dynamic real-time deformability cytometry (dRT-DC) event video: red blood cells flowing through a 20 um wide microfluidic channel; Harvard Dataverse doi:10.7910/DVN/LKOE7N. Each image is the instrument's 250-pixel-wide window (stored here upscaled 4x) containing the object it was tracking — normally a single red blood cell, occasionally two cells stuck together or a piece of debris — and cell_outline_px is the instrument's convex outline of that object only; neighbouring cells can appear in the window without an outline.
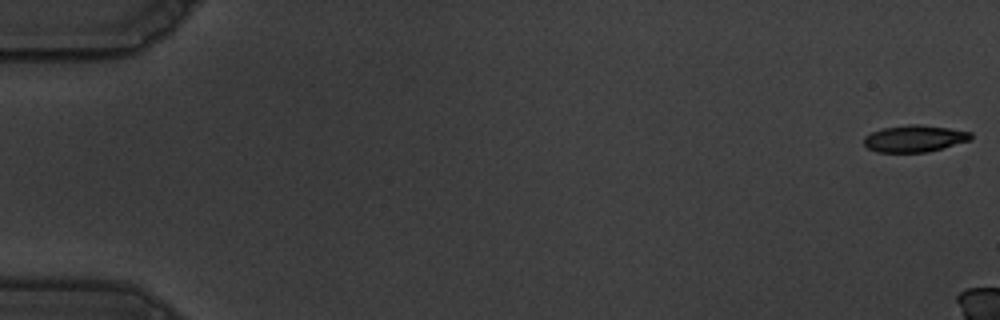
{"species": "common noctule bat (a hibernating species)", "species_latin": "Nyctalus noctula", "temperature_condition": "warm", "stored_images_in_passage": 9, "camera_frame_rate_fps": 3000, "um_per_image_px": 0.085, "animal": {"sex": "male", "body_mass_g": 19.5, "forearm_length_mm": 54.6}, "frame": {"image": 1, "passage_image": 1, "time_ms": 0.0, "image_size_px": [1000, 320], "cell_outline_px": [[972, 140], [928, 152], [876, 152], [868, 148], [864, 144], [864, 136], [880, 128], [908, 124], [920, 124], [948, 128], [972, 132]], "centroid_in_image_um": [77.74, 11.77], "position_along_channel_um": 7.3, "area_um2": 16.88}}